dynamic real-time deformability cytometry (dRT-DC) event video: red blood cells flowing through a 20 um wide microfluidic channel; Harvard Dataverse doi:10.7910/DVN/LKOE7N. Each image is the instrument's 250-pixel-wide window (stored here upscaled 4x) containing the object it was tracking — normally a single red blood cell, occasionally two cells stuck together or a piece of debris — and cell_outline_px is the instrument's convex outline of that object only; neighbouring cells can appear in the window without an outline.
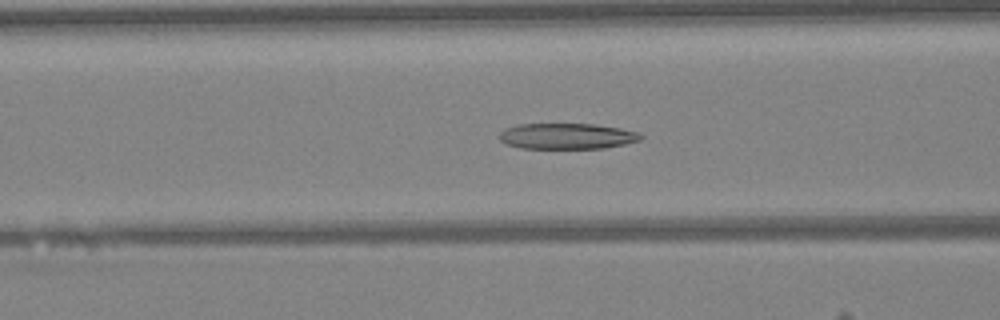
{"species": "Egyptian fruit bat (a non-hibernating species)", "species_latin": "Rousettus aegyptiacus", "temperature_condition": "warm", "stored_images_in_passage": 48, "camera_frame_rate_fps": 3000, "um_per_image_px": 0.085, "animal": {"sex": "female"}, "frame": {"image": 1, "passage_image": 19, "time_ms": 6.0, "image_size_px": [1000, 320], "cell_outline_px": [[644, 136], [640, 140], [624, 144], [604, 148], [520, 148], [504, 144], [500, 140], [500, 132], [504, 128], [520, 124], [592, 124], [620, 128], [640, 132]], "centroid_in_image_um": [48.18, 11.57], "position_along_channel_um": 118.4, "area_um2": 21.33}}
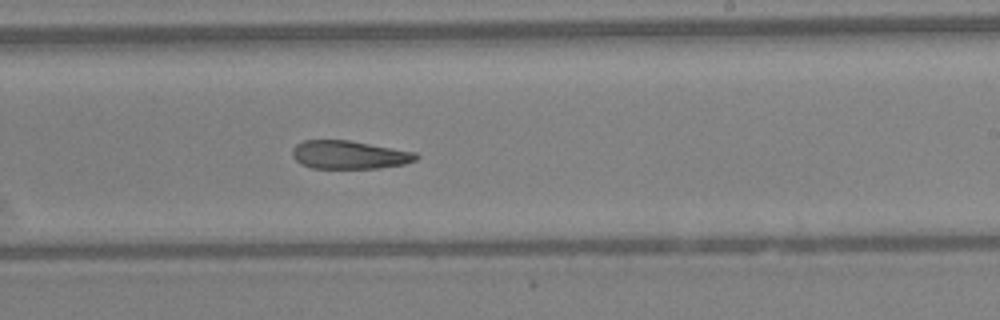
{"frame": {"image": 2, "passage_image": 29, "time_ms": 9.333, "image_size_px": [1000, 320], "cell_outline_px": [[420, 156], [416, 160], [404, 164], [380, 168], [312, 168], [296, 160], [292, 156], [292, 148], [296, 144], [304, 140], [348, 140], [416, 152]], "centroid_in_image_um": [29.7, 13.15], "position_along_channel_um": 259.3, "area_um2": 20.35}}
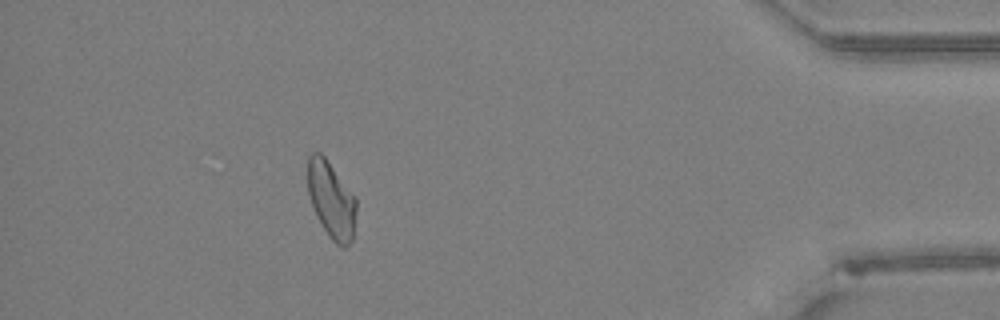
{"frame": {"image": 3, "passage_image": 43, "time_ms": 14.0, "image_size_px": [1000, 320], "cell_outline_px": [[356, 212], [352, 240], [344, 248], [340, 248], [328, 236], [316, 216], [308, 192], [308, 156], [312, 152], [320, 152], [324, 156], [356, 196]], "centroid_in_image_um": [28.17, 17.0], "position_along_channel_um": 407.0, "area_um2": 21.79}, "authors_computed_cell_mechanics": {"area_um2": 22.4842, "velocity_mm_per_s": 4.2555, "shape_relaxation_time_tau1_ms": null, "shape_relaxation_time_tau2_ms": 4.8162, "deformation_change_tau1": null, "deformation_change_tau2": 0.1439}}